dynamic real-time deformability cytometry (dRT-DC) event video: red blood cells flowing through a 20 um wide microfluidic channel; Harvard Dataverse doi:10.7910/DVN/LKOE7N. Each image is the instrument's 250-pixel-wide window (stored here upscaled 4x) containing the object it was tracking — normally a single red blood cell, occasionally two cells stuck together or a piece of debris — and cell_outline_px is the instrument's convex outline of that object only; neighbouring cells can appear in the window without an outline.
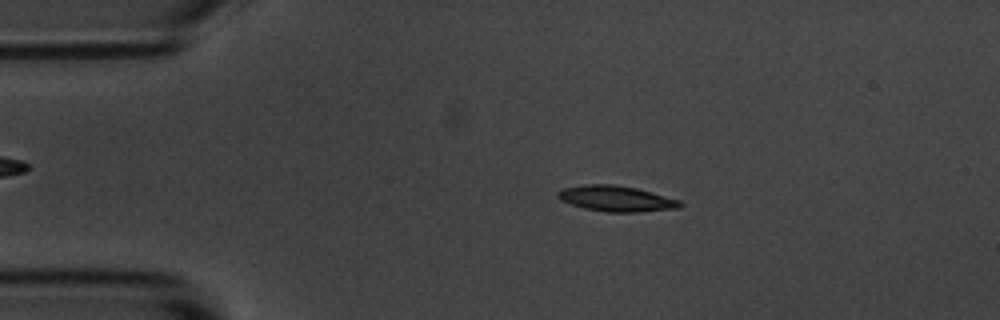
{"species": "common noctule bat (a hibernating species)", "species_latin": "Nyctalus noctula", "temperature_condition": "room temperature", "stored_images_in_passage": 54, "camera_frame_rate_fps": 3000, "um_per_image_px": 0.085, "animal": {"sex": "male", "body_mass_g": 20.1, "forearm_length_mm": 53.5}, "frame": {"image": 1, "passage_image": 10, "time_ms": 3.0, "image_size_px": [1000, 320], "cell_outline_px": [[684, 204], [680, 208], [640, 212], [608, 212], [584, 208], [560, 200], [556, 192], [564, 188], [584, 184], [612, 184], [636, 188], [680, 200]], "centroid_in_image_um": [52.4, 16.88], "position_along_channel_um": 32.6, "area_um2": 18.26}}
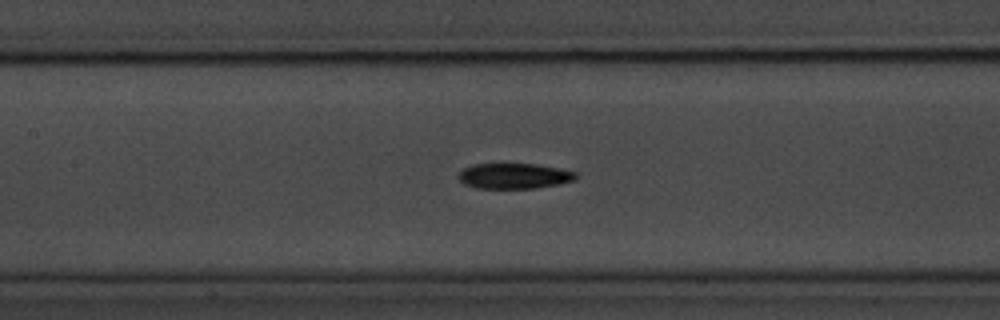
{"frame": {"image": 2, "passage_image": 24, "time_ms": 7.667, "image_size_px": [1000, 320], "cell_outline_px": [[576, 180], [560, 184], [536, 188], [476, 188], [464, 184], [456, 176], [464, 168], [472, 164], [536, 164], [576, 172]], "centroid_in_image_um": [43.68, 14.96], "position_along_channel_um": 163.7, "area_um2": 17.4}}
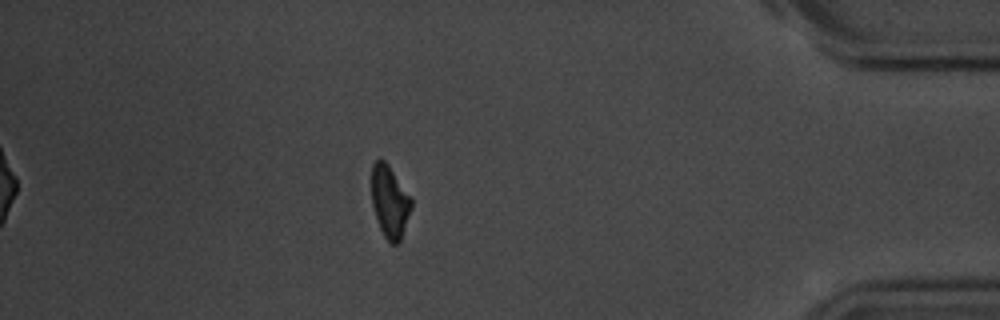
{"frame": {"image": 3, "passage_image": 47, "time_ms": 15.333, "image_size_px": [1000, 320], "cell_outline_px": [[412, 208], [400, 240], [396, 244], [392, 244], [384, 236], [380, 228], [372, 204], [372, 164], [376, 160], [384, 160], [388, 164], [412, 196]], "centroid_in_image_um": [33.15, 17.11], "position_along_channel_um": 402.0, "area_um2": 16.7}, "authors_computed_cell_mechanics": {"area_um2": 17.629, "velocity_mm_per_s": 3.6757, "shape_relaxation_time_tau1_ms": 3.3801, "shape_relaxation_time_tau2_ms": null, "deformation_change_tau1": 0.1338, "deformation_change_tau2": null}}